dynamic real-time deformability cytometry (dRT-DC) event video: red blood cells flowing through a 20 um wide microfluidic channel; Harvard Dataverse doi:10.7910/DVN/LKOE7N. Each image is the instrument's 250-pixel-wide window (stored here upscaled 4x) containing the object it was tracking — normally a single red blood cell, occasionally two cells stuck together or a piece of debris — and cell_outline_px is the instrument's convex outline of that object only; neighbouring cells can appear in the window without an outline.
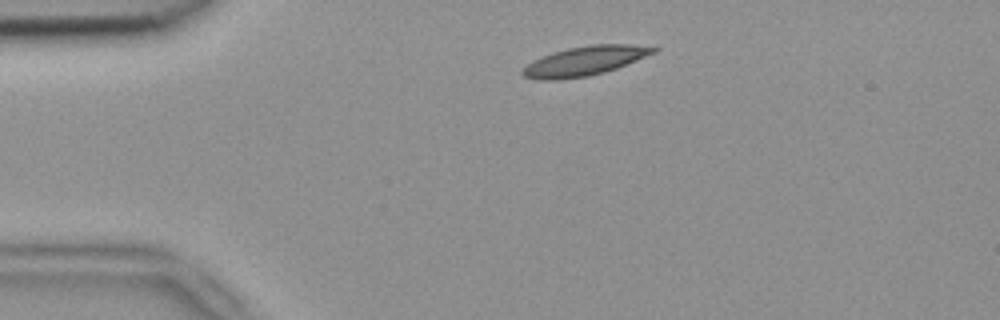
{"species": "common noctule bat (a hibernating species)", "species_latin": "Nyctalus noctula", "temperature_condition": "room temperature", "stored_images_in_passage": 3, "camera_frame_rate_fps": 3000, "um_per_image_px": 0.085, "animal": {"sex": "female", "body_mass_g": 18.4}, "frame": {"image": 1, "passage_image": 2, "time_ms": 0.333, "image_size_px": [1000, 320], "cell_outline_px": [[660, 48], [656, 52], [616, 68], [604, 72], [588, 76], [556, 80], [540, 80], [524, 76], [520, 72], [532, 60], [552, 52], [568, 48], [588, 44], [656, 44]], "centroid_in_image_um": [49.77, 5.15], "position_along_channel_um": 35.2, "area_um2": 22.66}}